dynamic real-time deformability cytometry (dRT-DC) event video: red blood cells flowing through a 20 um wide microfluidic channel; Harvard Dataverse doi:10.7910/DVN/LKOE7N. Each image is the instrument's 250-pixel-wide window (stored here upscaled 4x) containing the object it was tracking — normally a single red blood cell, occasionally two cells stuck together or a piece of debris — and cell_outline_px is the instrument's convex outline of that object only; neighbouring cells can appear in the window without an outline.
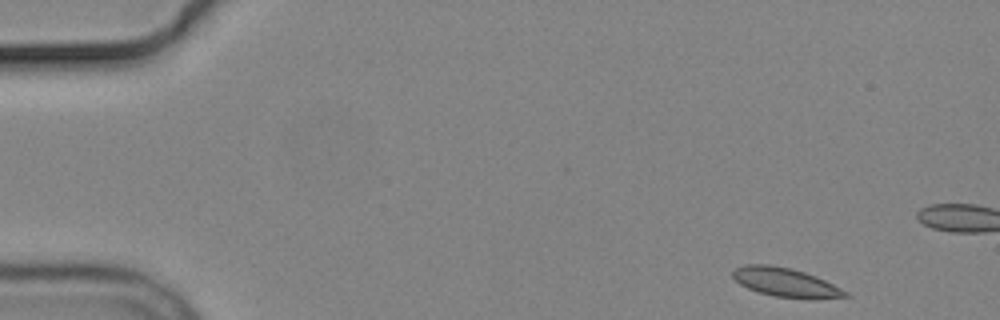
{"species": "common noctule bat (a hibernating species)", "species_latin": "Nyctalus noctula", "temperature_condition": "cold", "stored_images_in_passage": 5, "camera_frame_rate_fps": 3000, "um_per_image_px": 0.085, "animal": {"sex": "male", "body_mass_g": 19.2, "forearm_length_mm": 51.8}, "frame": {"image": 1, "passage_image": 1, "time_ms": 0.0, "image_size_px": [1000, 320], "cell_outline_px": [[848, 296], [812, 300], [776, 296], [760, 292], [748, 288], [740, 284], [732, 276], [732, 272], [736, 268], [744, 264], [768, 264], [792, 268], [816, 276], [848, 292]], "centroid_in_image_um": [66.77, 24.0], "position_along_channel_um": 18.2, "area_um2": 18.96}}